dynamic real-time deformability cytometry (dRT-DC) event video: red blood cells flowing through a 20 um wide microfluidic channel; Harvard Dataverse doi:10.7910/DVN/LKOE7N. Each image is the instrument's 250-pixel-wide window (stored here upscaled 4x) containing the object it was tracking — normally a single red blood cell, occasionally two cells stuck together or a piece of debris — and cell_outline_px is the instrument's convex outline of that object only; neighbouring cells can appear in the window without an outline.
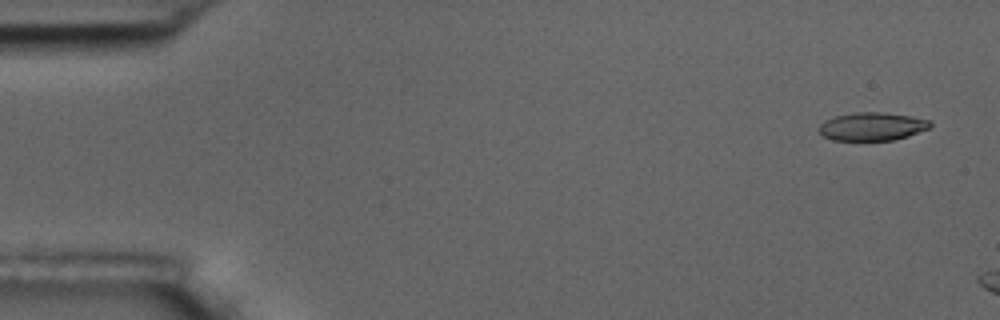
{"species": "common noctule bat (a hibernating species)", "species_latin": "Nyctalus noctula", "temperature_condition": "room temperature", "stored_images_in_passage": 14, "camera_frame_rate_fps": 3000, "um_per_image_px": 0.085, "animal": {"sex": "male", "body_mass_g": 17.5, "forearm_length_mm": 52.3}, "frame": {"image": 1, "passage_image": 1, "time_ms": 0.0, "image_size_px": [1000, 320], "cell_outline_px": [[932, 124], [928, 128], [908, 136], [892, 140], [832, 140], [824, 136], [816, 128], [824, 120], [836, 116], [856, 112], [884, 112], [912, 116], [928, 120]], "centroid_in_image_um": [74.1, 10.74], "position_along_channel_um": 10.9, "area_um2": 18.21}}